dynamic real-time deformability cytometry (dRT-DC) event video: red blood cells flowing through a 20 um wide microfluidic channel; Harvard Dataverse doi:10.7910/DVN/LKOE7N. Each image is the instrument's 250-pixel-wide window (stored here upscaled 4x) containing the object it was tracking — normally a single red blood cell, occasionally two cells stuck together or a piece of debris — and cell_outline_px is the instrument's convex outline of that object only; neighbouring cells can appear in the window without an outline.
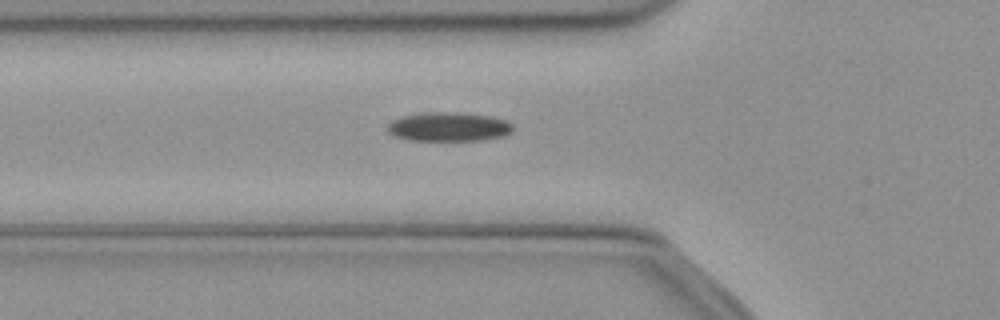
{"species": "common noctule bat (a hibernating species)", "species_latin": "Nyctalus noctula", "temperature_condition": "cold", "stored_images_in_passage": 38, "segment_of_instrument_passage": [1, 2], "camera_frame_rate_fps": 3000, "um_per_image_px": 0.085, "animal": {"sex": "female", "body_mass_g": 21.9}, "frame": {"image": 1, "passage_image": 3, "time_ms": 0.667, "image_size_px": [1000, 320], "cell_outline_px": [[512, 132], [504, 136], [480, 140], [408, 140], [396, 136], [388, 132], [388, 124], [392, 120], [400, 116], [428, 112], [456, 112], [488, 116], [508, 120], [512, 124]], "centroid_in_image_um": [38.14, 10.77], "position_along_channel_um": 87.7, "area_um2": 21.21}}
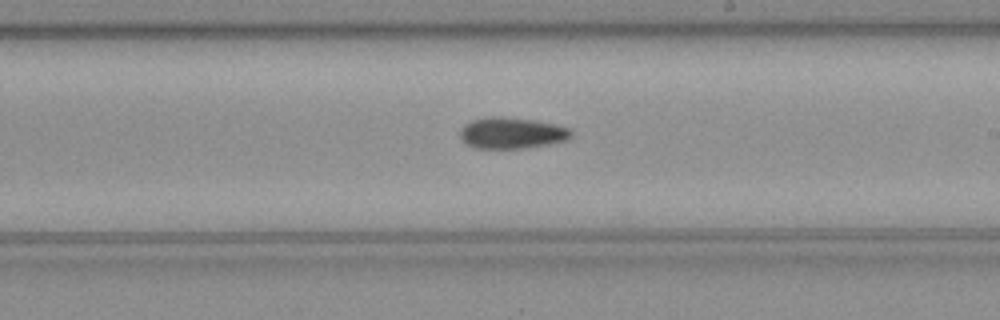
{"frame": {"image": 2, "passage_image": 15, "time_ms": 4.667, "image_size_px": [1000, 320], "cell_outline_px": [[572, 136], [564, 140], [548, 144], [524, 148], [476, 148], [464, 144], [460, 140], [460, 128], [464, 124], [472, 120], [484, 116], [504, 116], [532, 120], [556, 124], [572, 128]], "centroid_in_image_um": [43.45, 11.29], "position_along_channel_um": 245.6, "area_um2": 20.52}}
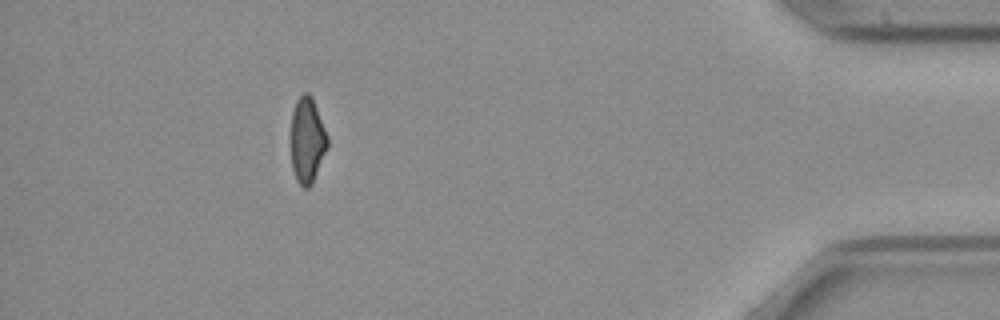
{"frame": {"image": 3, "passage_image": 32, "time_ms": 10.333, "image_size_px": [1000, 320], "cell_outline_px": [[328, 148], [312, 184], [308, 188], [304, 188], [296, 180], [292, 168], [288, 136], [292, 112], [296, 100], [304, 92], [308, 92], [312, 96], [328, 136]], "centroid_in_image_um": [26.07, 11.91], "position_along_channel_um": 409.1, "area_um2": 19.07}}